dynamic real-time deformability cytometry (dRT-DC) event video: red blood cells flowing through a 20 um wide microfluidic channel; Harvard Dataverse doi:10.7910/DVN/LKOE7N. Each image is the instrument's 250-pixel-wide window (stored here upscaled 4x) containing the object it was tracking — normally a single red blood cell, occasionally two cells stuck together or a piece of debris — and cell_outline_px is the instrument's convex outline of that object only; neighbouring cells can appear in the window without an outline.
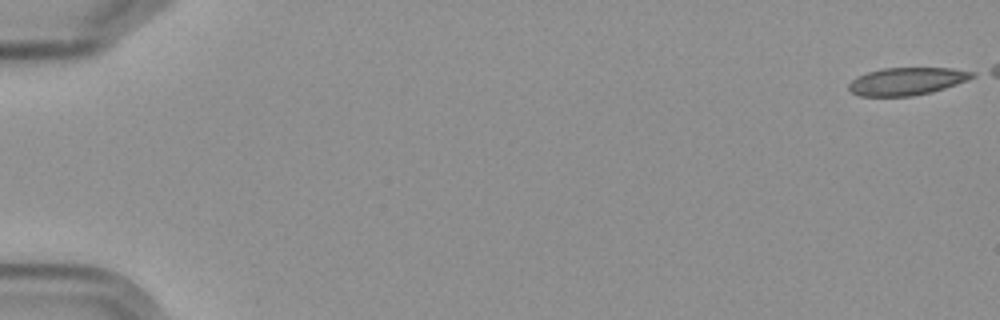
{"species": "Egyptian fruit bat (a non-hibernating species)", "species_latin": "Rousettus aegyptiacus", "temperature_condition": "cold", "stored_images_in_passage": 6, "camera_frame_rate_fps": 3000, "um_per_image_px": 0.085, "frame": {"image": 1, "passage_image": 1, "time_ms": 0.0, "image_size_px": [1000, 320], "cell_outline_px": [[976, 76], [968, 80], [932, 92], [912, 96], [860, 96], [852, 92], [848, 88], [848, 84], [852, 80], [868, 72], [884, 68], [952, 68], [976, 72]], "centroid_in_image_um": [77.12, 6.91], "position_along_channel_um": 7.9, "area_um2": 19.77}}
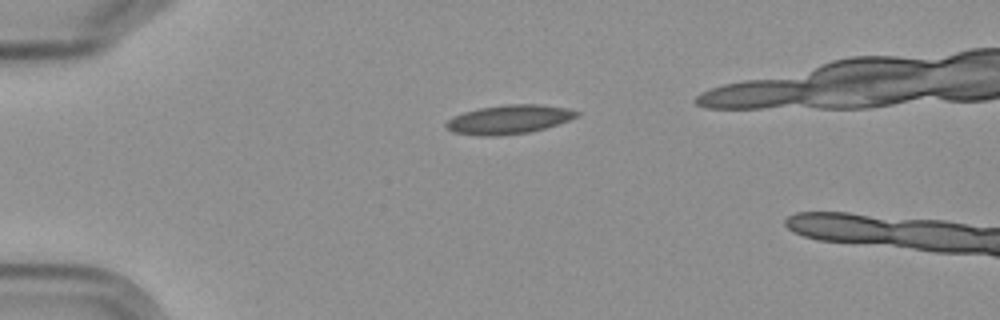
{"frame": {"image": 2, "passage_image": 4, "time_ms": 4.667, "image_size_px": [1000, 320], "cell_outline_px": [[580, 116], [544, 128], [528, 132], [496, 136], [476, 136], [452, 132], [444, 124], [452, 116], [464, 112], [480, 108], [504, 104], [540, 104], [568, 108], [580, 112]], "centroid_in_image_um": [43.25, 10.15], "position_along_channel_um": 41.8, "area_um2": 22.08}}